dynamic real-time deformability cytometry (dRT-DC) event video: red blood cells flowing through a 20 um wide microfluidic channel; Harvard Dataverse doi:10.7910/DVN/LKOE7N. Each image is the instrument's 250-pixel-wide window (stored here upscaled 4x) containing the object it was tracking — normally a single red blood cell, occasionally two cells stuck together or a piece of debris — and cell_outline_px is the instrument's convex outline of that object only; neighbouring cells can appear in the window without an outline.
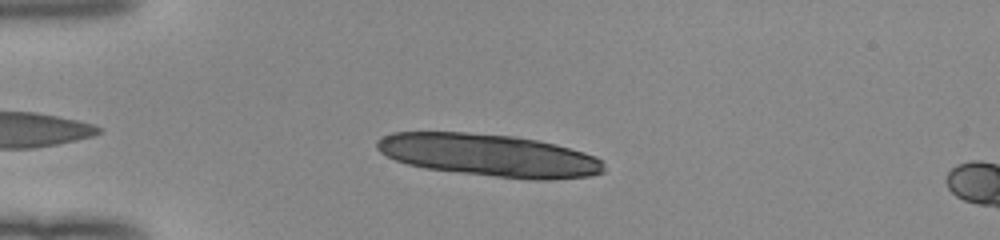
{"species": "human", "species_latin": "Homo sapiens", "temperature_condition": "room temperature", "stored_images_in_passage": 37, "camera_frame_rate_fps": 3000, "um_per_image_px": 0.085, "donor": {"sex": "female"}, "frame": {"image": 1, "passage_image": 5, "time_ms": 1.333, "image_size_px": [1000, 240], "cell_outline_px": [[604, 172], [592, 176], [548, 180], [532, 180], [424, 168], [408, 164], [396, 160], [380, 152], [376, 148], [376, 140], [392, 132], [468, 132], [516, 136], [556, 144], [584, 152], [596, 156], [604, 160]], "centroid_in_image_um": [41.62, 13.19], "position_along_channel_um": 43.4, "area_um2": 56.3}}
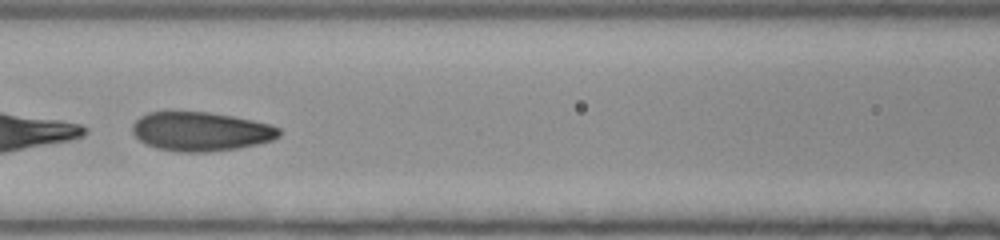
{"frame": {"image": 2, "passage_image": 16, "time_ms": 5.0, "image_size_px": [1000, 240], "cell_outline_px": [[284, 132], [280, 136], [272, 140], [240, 148], [208, 152], [176, 152], [156, 148], [144, 144], [132, 132], [132, 124], [140, 116], [148, 112], [208, 112], [232, 116], [272, 124], [280, 128]], "centroid_in_image_um": [17.09, 11.18], "position_along_channel_um": 149.5, "area_um2": 33.7}}
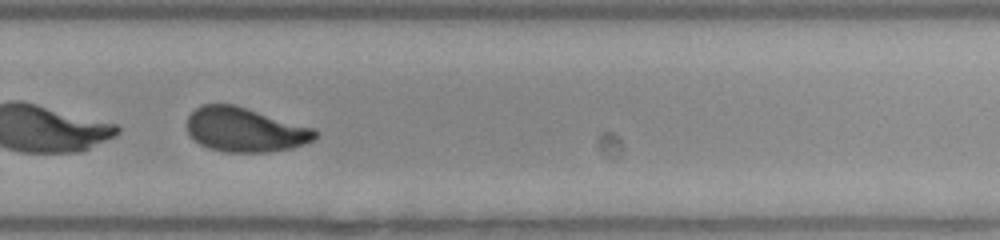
{"frame": {"image": 3, "passage_image": 28, "time_ms": 9.0, "image_size_px": [1000, 240], "cell_outline_px": [[316, 136], [312, 140], [304, 144], [292, 148], [268, 152], [224, 152], [208, 148], [200, 144], [188, 132], [184, 124], [188, 116], [196, 108], [204, 104], [236, 104], [316, 128]], "centroid_in_image_um": [20.82, 11.01], "position_along_channel_um": 309.0, "area_um2": 33.47}, "authors_computed_cell_mechanics": {"area_um2": 34.0442, "velocity_mm_per_s": 4.0031, "shape_relaxation_time_tau1_ms": 3.878, "shape_relaxation_time_tau2_ms": 0.9993, "deformation_change_tau1": 0.1407, "deformation_change_tau2": 0.0537}}